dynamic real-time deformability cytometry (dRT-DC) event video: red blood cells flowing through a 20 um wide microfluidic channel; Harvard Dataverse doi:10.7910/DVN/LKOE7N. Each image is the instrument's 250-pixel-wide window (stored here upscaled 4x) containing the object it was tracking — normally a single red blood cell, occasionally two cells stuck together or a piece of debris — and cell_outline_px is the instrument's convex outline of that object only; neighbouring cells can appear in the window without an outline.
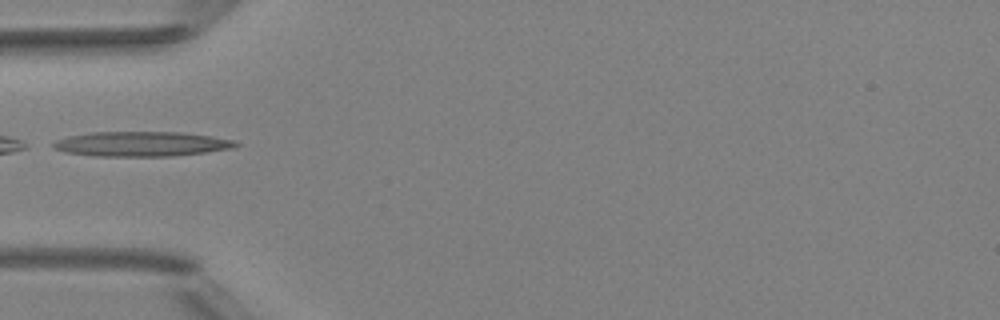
{"species": "Egyptian fruit bat (a non-hibernating species)", "species_latin": "Rousettus aegyptiacus", "temperature_condition": "room temperature", "stored_images_in_passage": 6, "camera_frame_rate_fps": 3000, "um_per_image_px": 0.085, "animal": {"sex": "female"}, "frame": {"image": 1, "passage_image": 5, "time_ms": 4.667, "image_size_px": [1000, 320], "cell_outline_px": [[240, 144], [236, 148], [172, 156], [92, 156], [64, 152], [52, 148], [52, 144], [56, 140], [68, 136], [92, 132], [180, 132], [212, 136], [236, 140]], "centroid_in_image_um": [12.03, 12.23], "position_along_channel_um": 73.0, "area_um2": 26.59}}
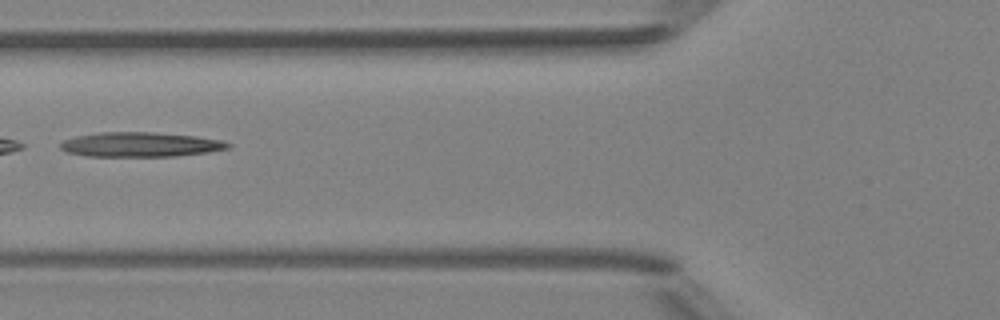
{"frame": {"image": 2, "passage_image": 6, "time_ms": 5.667, "image_size_px": [1000, 320], "cell_outline_px": [[232, 148], [208, 152], [176, 156], [88, 156], [68, 152], [60, 148], [60, 144], [64, 140], [76, 136], [100, 132], [152, 132], [196, 136], [220, 140], [232, 144]], "centroid_in_image_um": [11.97, 12.28], "position_along_channel_um": 113.8, "area_um2": 23.99}}